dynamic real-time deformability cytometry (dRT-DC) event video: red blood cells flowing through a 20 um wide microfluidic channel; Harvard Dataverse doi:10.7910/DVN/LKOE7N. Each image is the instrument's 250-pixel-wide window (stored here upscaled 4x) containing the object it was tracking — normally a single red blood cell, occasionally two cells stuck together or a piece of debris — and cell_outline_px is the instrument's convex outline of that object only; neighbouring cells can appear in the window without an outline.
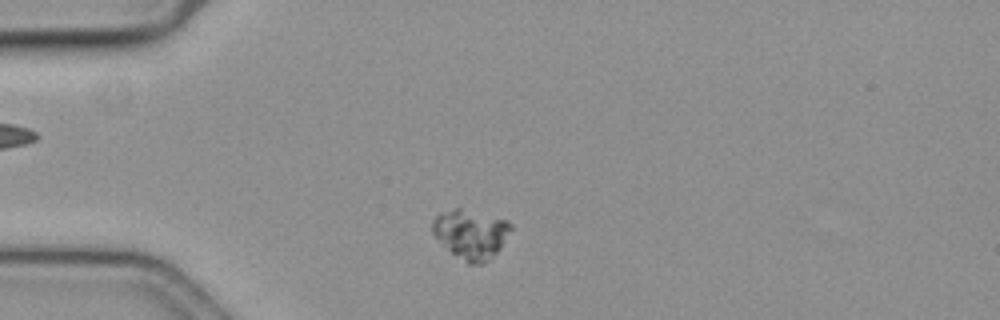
{"species": "common noctule bat (a hibernating species)", "species_latin": "Nyctalus noctula", "temperature_condition": "cold", "stored_images_in_passage": 49, "camera_frame_rate_fps": 3000, "um_per_image_px": 0.085, "animal": {"sex": "female", "body_mass_g": 19.3, "forearm_length_mm": 54.1}, "frame": {"image": 1, "passage_image": 4, "time_ms": 1.0, "image_size_px": [1000, 320], "cell_outline_px": [[512, 228], [500, 248], [484, 264], [468, 264], [452, 252], [432, 232], [432, 220], [440, 212], [452, 208], [460, 208], [508, 220], [512, 224]], "centroid_in_image_um": [40.03, 19.88], "position_along_channel_um": 45.0, "area_um2": 22.2}}
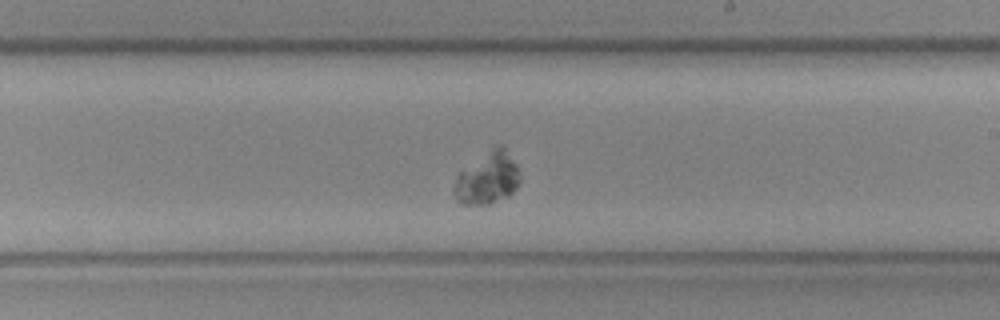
{"frame": {"image": 2, "passage_image": 24, "time_ms": 7.667, "image_size_px": [1000, 320], "cell_outline_px": [[520, 184], [508, 196], [492, 204], [460, 204], [456, 200], [452, 192], [452, 188], [456, 176], [460, 172], [492, 148], [500, 144], [516, 164], [520, 172]], "centroid_in_image_um": [41.42, 15.2], "position_along_channel_um": 247.6, "area_um2": 19.88}}
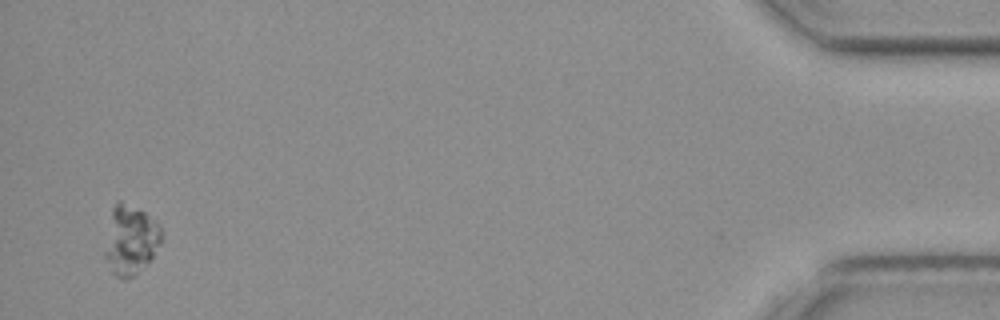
{"frame": {"image": 3, "passage_image": 47, "time_ms": 15.333, "image_size_px": [1000, 320], "cell_outline_px": [[160, 244], [152, 260], [132, 276], [124, 280], [116, 276], [112, 272], [104, 256], [104, 252], [112, 208], [116, 200], [120, 200], [144, 212], [156, 220], [160, 224]], "centroid_in_image_um": [11.09, 20.4], "position_along_channel_um": 424.1, "area_um2": 22.77}}